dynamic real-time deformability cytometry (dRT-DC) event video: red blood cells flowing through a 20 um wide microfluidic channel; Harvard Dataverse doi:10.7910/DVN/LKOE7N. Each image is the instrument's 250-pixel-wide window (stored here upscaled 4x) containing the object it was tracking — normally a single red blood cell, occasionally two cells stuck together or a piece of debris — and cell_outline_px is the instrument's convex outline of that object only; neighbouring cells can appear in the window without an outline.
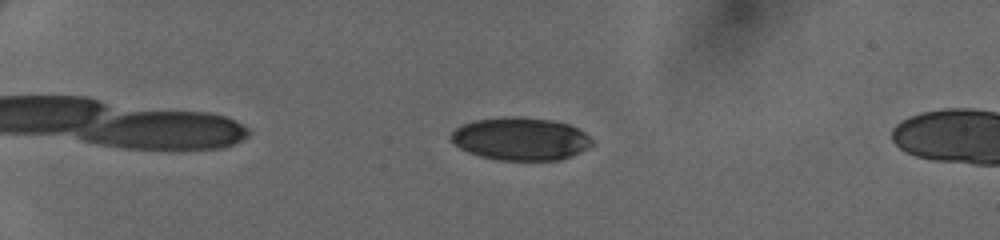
{"species": "human", "species_latin": "Homo sapiens", "temperature_condition": "cold", "stored_images_in_passage": 43, "camera_frame_rate_fps": 3000, "um_per_image_px": 0.085, "donor": {"sex": "female"}, "frame": {"image": 1, "passage_image": 7, "time_ms": 2.0, "image_size_px": [1000, 240], "cell_outline_px": [[592, 144], [572, 156], [560, 160], [500, 160], [480, 156], [468, 152], [460, 148], [448, 136], [456, 128], [472, 120], [504, 116], [520, 116], [552, 120], [568, 124], [584, 132], [592, 140]], "centroid_in_image_um": [44.22, 11.79], "position_along_channel_um": 40.8, "area_um2": 35.2}}
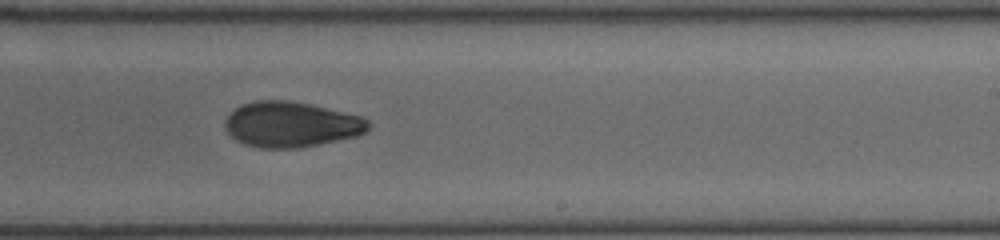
{"frame": {"image": 2, "passage_image": 27, "time_ms": 8.667, "image_size_px": [1000, 240], "cell_outline_px": [[372, 124], [368, 132], [356, 136], [296, 148], [260, 148], [244, 144], [236, 140], [228, 132], [224, 124], [224, 120], [240, 104], [256, 100], [284, 100], [308, 104], [364, 116]], "centroid_in_image_um": [24.77, 10.57], "position_along_channel_um": 264.2, "area_um2": 37.92}}
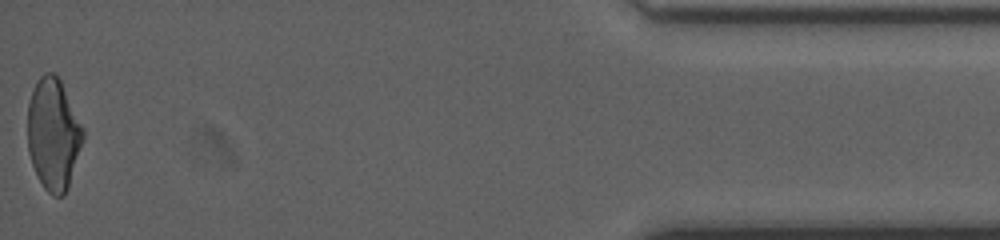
{"frame": {"image": 3, "passage_image": 43, "time_ms": 14.0, "image_size_px": [1000, 240], "cell_outline_px": [[84, 136], [68, 188], [64, 196], [52, 196], [44, 188], [32, 164], [28, 152], [28, 104], [36, 80], [44, 72], [52, 72], [60, 80], [84, 128]], "centroid_in_image_um": [4.53, 11.4], "position_along_channel_um": 430.7, "area_um2": 35.89}}